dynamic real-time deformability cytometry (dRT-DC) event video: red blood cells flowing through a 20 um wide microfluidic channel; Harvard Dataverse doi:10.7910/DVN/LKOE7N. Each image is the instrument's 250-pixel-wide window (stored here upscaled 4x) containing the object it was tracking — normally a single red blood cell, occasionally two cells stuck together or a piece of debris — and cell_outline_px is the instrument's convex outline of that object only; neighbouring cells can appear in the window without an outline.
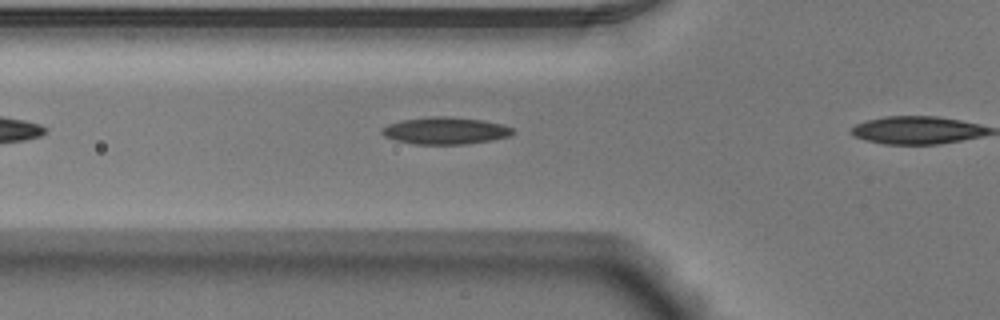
{"species": "Egyptian fruit bat (a non-hibernating species)", "species_latin": "Rousettus aegyptiacus", "temperature_condition": "warm", "stored_images_in_passage": 8, "camera_frame_rate_fps": 3000, "um_per_image_px": 0.085, "animal": {"sex": "male"}, "frame": {"image": 1, "passage_image": 7, "time_ms": 2.0, "image_size_px": [1000, 320], "cell_outline_px": [[516, 132], [512, 136], [492, 140], [468, 144], [416, 144], [396, 140], [384, 136], [380, 132], [380, 128], [388, 124], [404, 120], [432, 116], [444, 116], [480, 120], [500, 124], [512, 128]], "centroid_in_image_um": [37.86, 11.12], "position_along_channel_um": 87.9, "area_um2": 20.58}}